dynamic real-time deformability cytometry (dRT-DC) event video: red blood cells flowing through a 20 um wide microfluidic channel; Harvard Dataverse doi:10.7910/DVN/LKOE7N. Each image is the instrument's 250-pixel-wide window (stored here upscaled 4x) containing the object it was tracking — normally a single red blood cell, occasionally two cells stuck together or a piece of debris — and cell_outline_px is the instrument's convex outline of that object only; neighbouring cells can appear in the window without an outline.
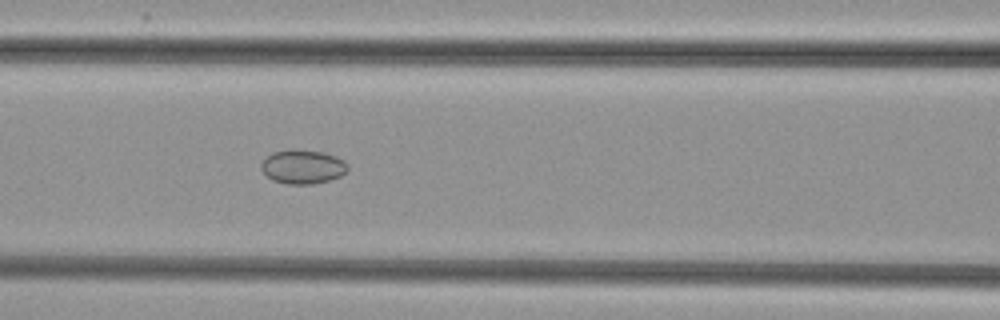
{"species": "common noctule bat (a hibernating species)", "species_latin": "Nyctalus noctula", "temperature_condition": "cold", "stored_images_in_passage": 42, "camera_frame_rate_fps": 3000, "um_per_image_px": 0.085, "animal": {"sex": "female", "body_mass_g": 29.2, "forearm_length_mm": 56.3}, "frame": {"image": 1, "passage_image": 23, "time_ms": 7.333, "image_size_px": [1000, 320], "cell_outline_px": [[348, 172], [340, 176], [328, 180], [312, 184], [288, 184], [272, 180], [260, 168], [260, 164], [272, 152], [292, 148], [296, 148], [324, 152], [336, 156], [344, 160], [348, 164]], "centroid_in_image_um": [25.75, 14.15], "position_along_channel_um": 140.8, "area_um2": 17.4}}
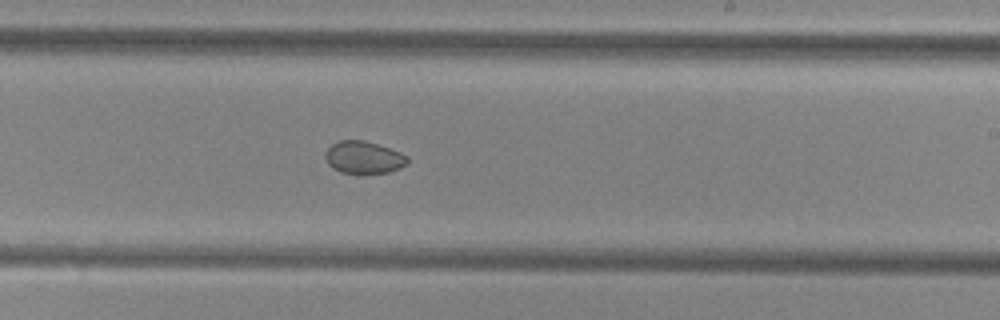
{"frame": {"image": 2, "passage_image": 32, "time_ms": 10.333, "image_size_px": [1000, 320], "cell_outline_px": [[408, 164], [400, 168], [388, 172], [364, 176], [356, 176], [340, 172], [332, 168], [328, 164], [324, 156], [324, 152], [332, 144], [340, 140], [364, 140], [400, 152], [408, 156]], "centroid_in_image_um": [30.89, 13.43], "position_along_channel_um": 258.1, "area_um2": 16.13}}
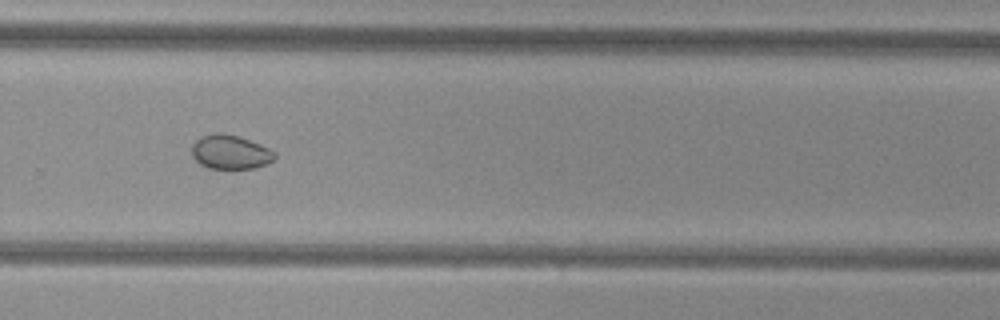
{"frame": {"image": 3, "passage_image": 36, "time_ms": 11.667, "image_size_px": [1000, 320], "cell_outline_px": [[276, 156], [272, 160], [264, 164], [252, 168], [208, 168], [200, 164], [192, 156], [192, 144], [200, 136], [216, 132], [224, 132], [260, 144], [276, 152]], "centroid_in_image_um": [19.54, 12.91], "position_along_channel_um": 310.3, "area_um2": 16.36}}